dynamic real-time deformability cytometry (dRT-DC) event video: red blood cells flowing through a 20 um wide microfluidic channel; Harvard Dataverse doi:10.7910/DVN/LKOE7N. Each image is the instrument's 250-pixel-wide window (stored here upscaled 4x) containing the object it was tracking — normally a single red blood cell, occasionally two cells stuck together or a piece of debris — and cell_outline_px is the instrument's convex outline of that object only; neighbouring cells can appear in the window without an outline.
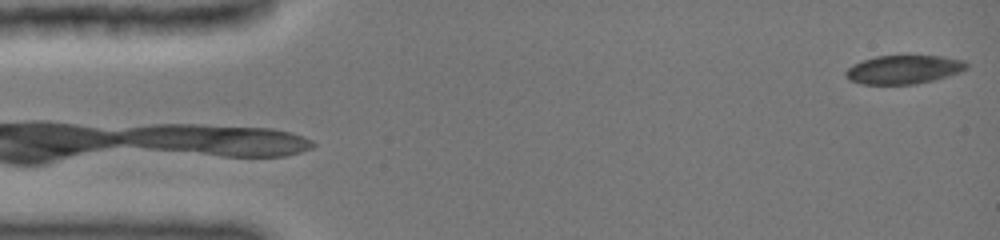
{"species": "common noctule bat (a hibernating species)", "species_latin": "Nyctalus noctula", "temperature_condition": "cold", "stored_images_in_passage": 14, "camera_frame_rate_fps": 3000, "um_per_image_px": 0.085, "animal": {"sex": "female", "body_mass_g": 19.0, "forearm_length_mm": 51.5}, "frame": {"image": 1, "passage_image": 1, "time_ms": 0.0, "image_size_px": [1000, 240], "cell_outline_px": [[968, 68], [960, 72], [932, 80], [912, 84], [864, 84], [848, 80], [844, 72], [848, 68], [864, 60], [876, 56], [940, 56], [964, 60], [968, 64]], "centroid_in_image_um": [76.82, 5.91], "position_along_channel_um": 8.2, "area_um2": 19.88}}
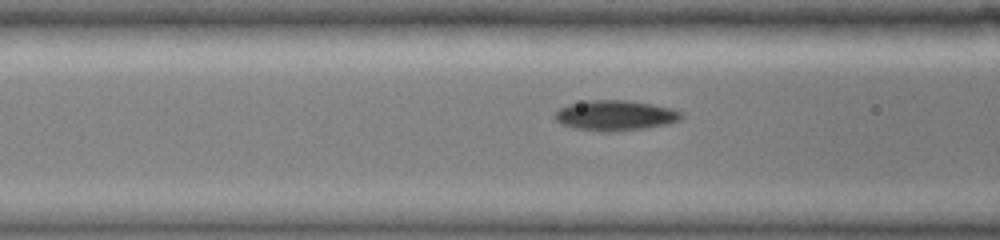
{"frame": {"image": 2, "passage_image": 10, "time_ms": 5.667, "image_size_px": [1000, 240], "cell_outline_px": [[684, 116], [680, 120], [668, 124], [616, 132], [600, 132], [576, 128], [564, 124], [556, 120], [556, 112], [560, 108], [572, 104], [588, 100], [624, 100], [648, 104], [668, 108], [680, 112]], "centroid_in_image_um": [52.3, 9.83], "position_along_channel_um": 114.3, "area_um2": 21.85}}
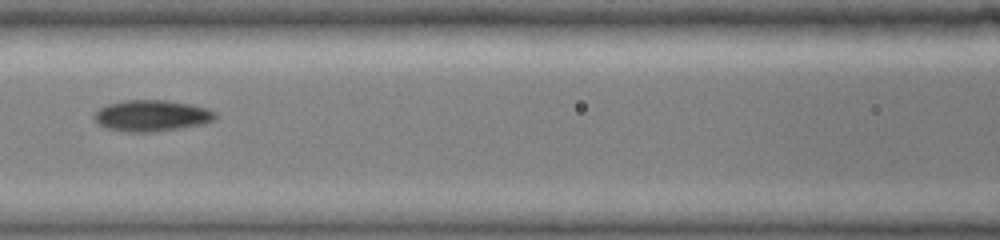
{"frame": {"image": 3, "passage_image": 12, "time_ms": 6.667, "image_size_px": [1000, 240], "cell_outline_px": [[216, 120], [204, 124], [152, 132], [128, 132], [108, 128], [100, 124], [92, 116], [100, 108], [108, 104], [128, 100], [164, 100], [188, 104], [204, 108], [216, 112]], "centroid_in_image_um": [12.91, 9.84], "position_along_channel_um": 153.7, "area_um2": 21.73}}